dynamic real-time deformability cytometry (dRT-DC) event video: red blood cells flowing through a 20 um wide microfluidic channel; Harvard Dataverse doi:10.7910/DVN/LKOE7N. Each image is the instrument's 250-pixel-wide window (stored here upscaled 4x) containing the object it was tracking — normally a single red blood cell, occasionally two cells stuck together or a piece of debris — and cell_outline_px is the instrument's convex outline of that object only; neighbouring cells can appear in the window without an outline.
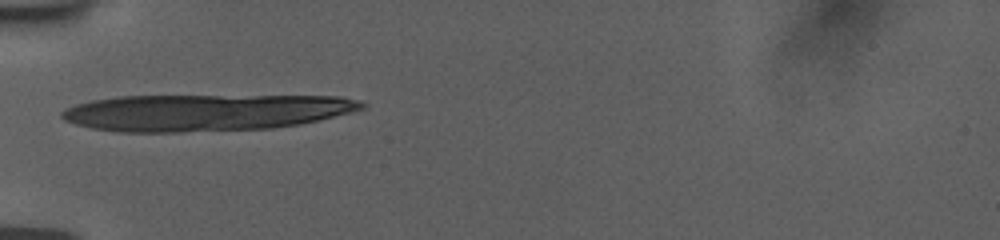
{"species": "human", "species_latin": "Homo sapiens", "temperature_condition": "room temperature", "stored_images_in_passage": 6, "camera_frame_rate_fps": 3000, "um_per_image_px": 0.085, "donor": {"sex": "female"}, "frame": {"image": 1, "passage_image": 1, "time_ms": 0.0, "image_size_px": [1000, 240], "cell_outline_px": [[368, 104], [364, 108], [352, 112], [300, 124], [272, 128], [176, 132], [116, 132], [92, 128], [76, 124], [64, 120], [60, 116], [60, 112], [64, 108], [76, 104], [92, 100], [116, 96], [344, 96], [360, 100]], "centroid_in_image_um": [17.43, 9.55], "position_along_channel_um": 67.6, "area_um2": 64.39}}